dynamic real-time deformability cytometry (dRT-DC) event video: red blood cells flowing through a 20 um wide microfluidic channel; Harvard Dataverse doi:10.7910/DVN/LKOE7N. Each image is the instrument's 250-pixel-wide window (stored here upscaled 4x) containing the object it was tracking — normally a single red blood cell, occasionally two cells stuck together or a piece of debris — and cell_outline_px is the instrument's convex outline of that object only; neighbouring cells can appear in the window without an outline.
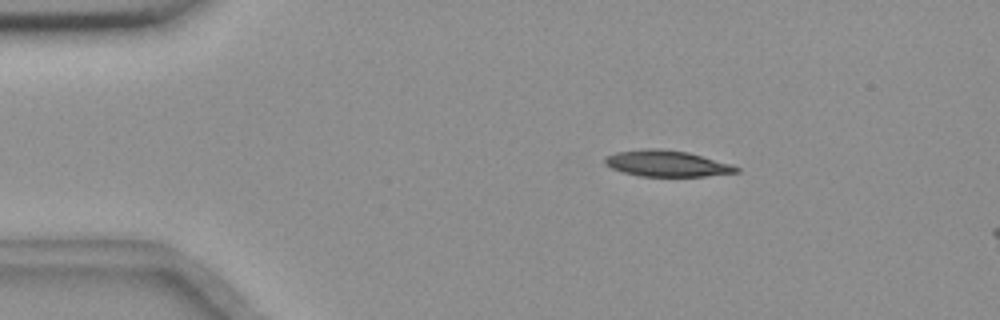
{"species": "common noctule bat (a hibernating species)", "species_latin": "Nyctalus noctula", "temperature_condition": "room temperature", "stored_images_in_passage": 17, "camera_frame_rate_fps": 3000, "um_per_image_px": 0.085, "animal": {"sex": "female", "body_mass_g": 18.4}, "frame": {"image": 1, "passage_image": 10, "time_ms": 3.0, "image_size_px": [1000, 320], "cell_outline_px": [[740, 172], [704, 176], [640, 176], [624, 172], [612, 168], [604, 164], [604, 156], [616, 152], [644, 148], [660, 148], [688, 152], [732, 164], [740, 168]], "centroid_in_image_um": [56.67, 13.89], "position_along_channel_um": 28.3, "area_um2": 20.11}}